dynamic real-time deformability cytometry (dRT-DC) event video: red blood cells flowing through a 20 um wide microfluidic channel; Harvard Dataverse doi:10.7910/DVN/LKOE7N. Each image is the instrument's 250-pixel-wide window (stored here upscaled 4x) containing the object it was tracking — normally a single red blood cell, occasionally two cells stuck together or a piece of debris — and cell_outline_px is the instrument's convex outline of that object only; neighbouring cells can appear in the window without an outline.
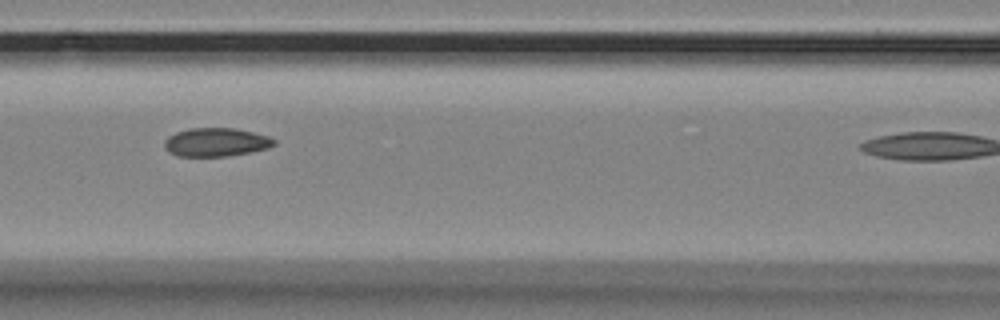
{"species": "Egyptian fruit bat (a non-hibernating species)", "species_latin": "Rousettus aegyptiacus", "temperature_condition": "room temperature", "stored_images_in_passage": 7, "camera_frame_rate_fps": 3000, "um_per_image_px": 0.085, "animal": {"sex": "female"}, "frame": {"image": 1, "passage_image": 5, "time_ms": 1.333, "image_size_px": [1000, 320], "cell_outline_px": [[276, 144], [268, 148], [252, 152], [228, 156], [176, 156], [168, 152], [164, 148], [164, 140], [168, 136], [176, 132], [188, 128], [236, 128], [268, 136], [276, 140]], "centroid_in_image_um": [18.34, 12.09], "position_along_channel_um": 148.3, "area_um2": 18.44}}
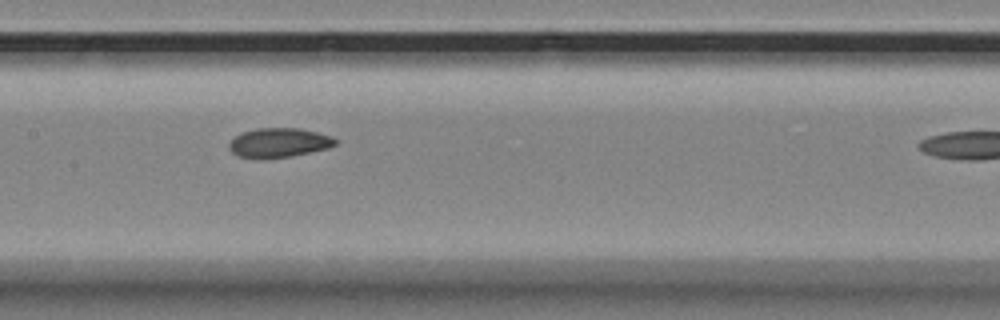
{"frame": {"image": 2, "passage_image": 6, "time_ms": 1.667, "image_size_px": [1000, 320], "cell_outline_px": [[336, 144], [328, 148], [292, 156], [264, 160], [260, 160], [236, 156], [228, 148], [228, 144], [240, 132], [256, 128], [300, 128], [332, 136], [336, 140]], "centroid_in_image_um": [23.65, 12.15], "position_along_channel_um": 183.7, "area_um2": 18.55}}